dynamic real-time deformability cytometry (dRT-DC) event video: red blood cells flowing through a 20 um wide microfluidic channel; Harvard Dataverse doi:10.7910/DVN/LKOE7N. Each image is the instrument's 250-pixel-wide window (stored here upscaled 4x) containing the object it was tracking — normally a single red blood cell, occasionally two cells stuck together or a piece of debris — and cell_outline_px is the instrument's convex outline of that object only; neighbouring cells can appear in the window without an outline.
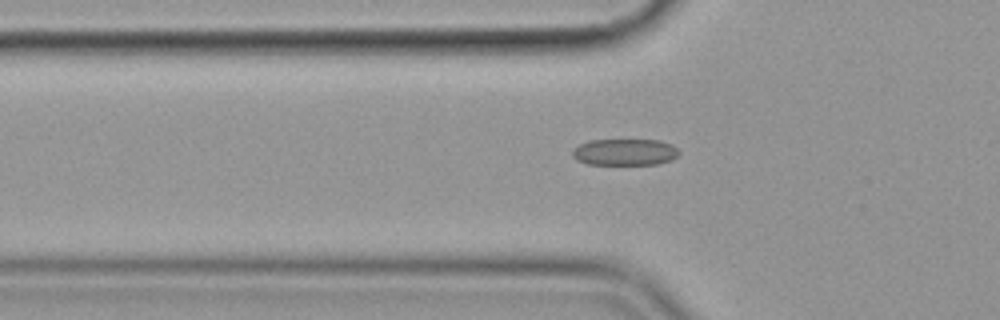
{"species": "common noctule bat (a hibernating species)", "species_latin": "Nyctalus noctula", "temperature_condition": "cold", "stored_images_in_passage": 37, "camera_frame_rate_fps": 3000, "um_per_image_px": 0.085, "animal": {"sex": "female", "body_mass_g": 19.9}, "frame": {"image": 1, "passage_image": 5, "time_ms": 1.333, "image_size_px": [1000, 320], "cell_outline_px": [[680, 152], [672, 160], [656, 164], [588, 164], [576, 160], [572, 156], [572, 152], [580, 144], [588, 140], [660, 140], [672, 144]], "centroid_in_image_um": [53.12, 12.92], "position_along_channel_um": 72.7, "area_um2": 16.47}}
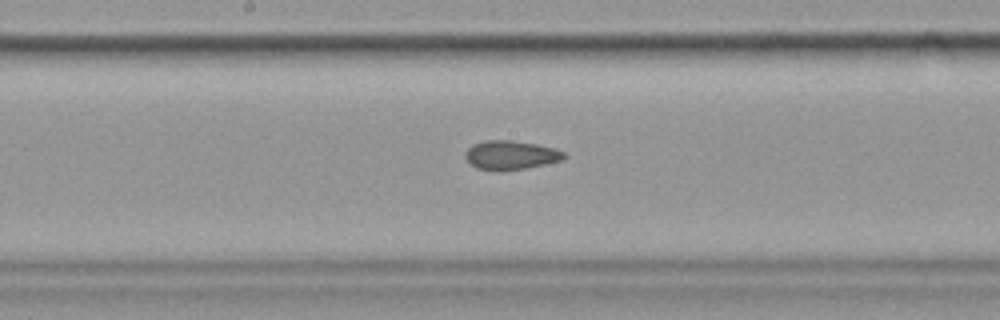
{"frame": {"image": 2, "passage_image": 16, "time_ms": 5.0, "image_size_px": [1000, 320], "cell_outline_px": [[568, 156], [560, 160], [544, 164], [524, 168], [500, 172], [492, 172], [476, 168], [464, 156], [464, 152], [472, 144], [484, 140], [512, 140], [536, 144], [556, 148], [564, 152]], "centroid_in_image_um": [43.38, 13.19], "position_along_channel_um": 204.8, "area_um2": 16.94}}
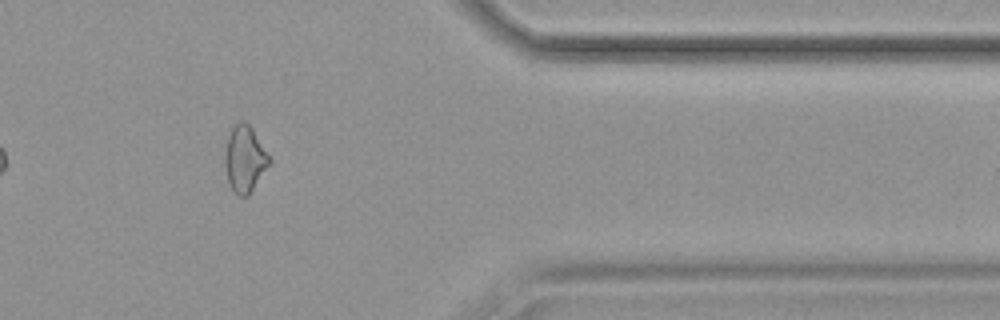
{"frame": {"image": 3, "passage_image": 33, "time_ms": 10.667, "image_size_px": [1000, 320], "cell_outline_px": [[272, 164], [248, 196], [240, 196], [228, 184], [224, 164], [224, 156], [228, 136], [232, 128], [240, 120], [244, 120], [252, 128], [272, 160]], "centroid_in_image_um": [20.82, 13.53], "position_along_channel_um": 390.6, "area_um2": 17.4}, "authors_computed_cell_mechanics": {"area_um2": 16.9354, "velocity_mm_per_s": 3.6001, "shape_relaxation_time_tau1_ms": null, "shape_relaxation_time_tau2_ms": 2.724, "deformation_change_tau1": null, "deformation_change_tau2": 0.08}}